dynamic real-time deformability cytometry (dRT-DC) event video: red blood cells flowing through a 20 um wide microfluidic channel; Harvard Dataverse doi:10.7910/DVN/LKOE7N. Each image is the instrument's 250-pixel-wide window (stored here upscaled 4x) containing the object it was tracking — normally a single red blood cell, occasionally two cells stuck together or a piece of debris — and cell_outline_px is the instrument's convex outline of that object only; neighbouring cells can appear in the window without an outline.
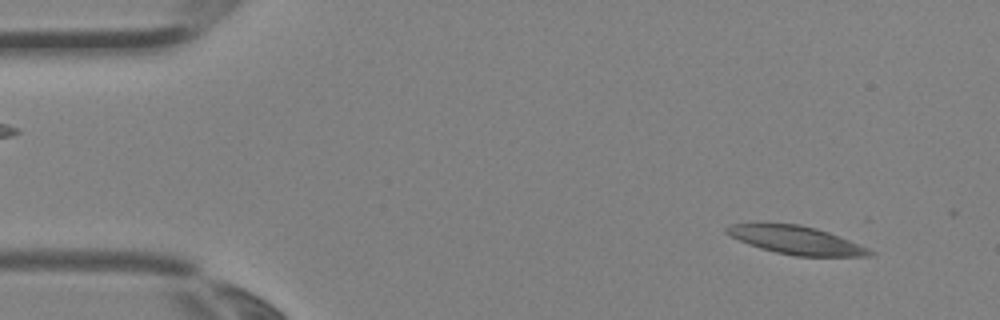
{"species": "Egyptian fruit bat (a non-hibernating species)", "species_latin": "Rousettus aegyptiacus", "temperature_condition": "room temperature", "stored_images_in_passage": 3, "camera_frame_rate_fps": 3000, "um_per_image_px": 0.085, "animal": {"sex": "female"}, "frame": {"image": 1, "passage_image": 1, "time_ms": 0.0, "image_size_px": [1000, 320], "cell_outline_px": [[876, 252], [872, 256], [796, 256], [776, 252], [760, 248], [740, 240], [724, 232], [724, 228], [732, 224], [800, 224], [816, 228], [828, 232], [868, 248]], "centroid_in_image_um": [67.7, 20.42], "position_along_channel_um": 17.3, "area_um2": 23.06}}
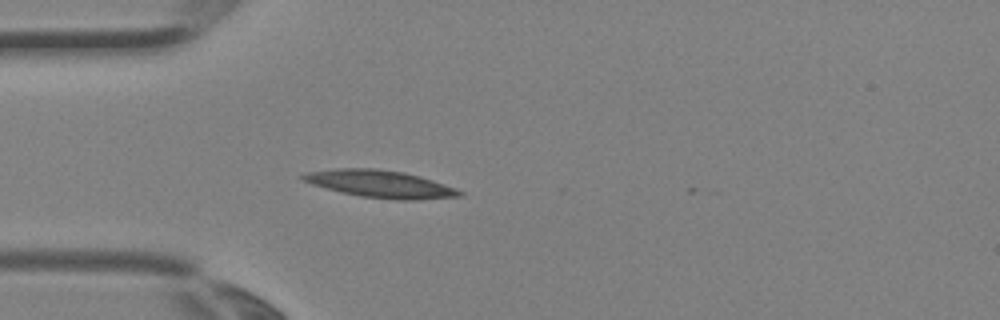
{"frame": {"image": 2, "passage_image": 3, "time_ms": 0.667, "image_size_px": [1000, 320], "cell_outline_px": [[464, 196], [416, 200], [396, 200], [360, 196], [340, 192], [312, 184], [304, 180], [300, 176], [308, 172], [336, 168], [376, 168], [404, 172], [420, 176], [456, 188], [464, 192]], "centroid_in_image_um": [32.37, 15.64], "position_along_channel_um": 52.6, "area_um2": 24.97}}